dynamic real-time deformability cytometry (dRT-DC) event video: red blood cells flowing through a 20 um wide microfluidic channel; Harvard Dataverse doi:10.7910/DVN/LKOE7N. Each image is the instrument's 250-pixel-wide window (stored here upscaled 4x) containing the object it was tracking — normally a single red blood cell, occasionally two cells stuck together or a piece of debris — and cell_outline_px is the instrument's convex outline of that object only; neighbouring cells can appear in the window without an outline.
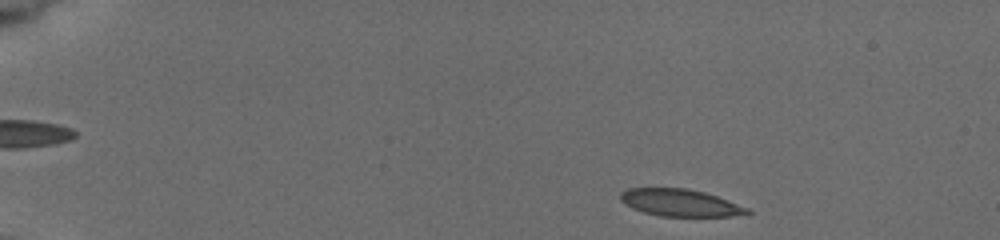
{"species": "common noctule bat (a hibernating species)", "species_latin": "Nyctalus noctula", "temperature_condition": "cold", "stored_images_in_passage": 7, "camera_frame_rate_fps": 3000, "um_per_image_px": 0.085, "animal": {"sex": "female", "body_mass_g": 19.5, "forearm_length_mm": 54.1}, "frame": {"image": 1, "passage_image": 1, "time_ms": 0.0, "image_size_px": [1000, 240], "cell_outline_px": [[752, 212], [732, 216], [660, 216], [644, 212], [632, 208], [624, 204], [620, 200], [620, 192], [628, 188], [684, 188], [704, 192], [716, 196], [748, 208]], "centroid_in_image_um": [57.76, 17.23], "position_along_channel_um": 27.2, "area_um2": 19.88}}
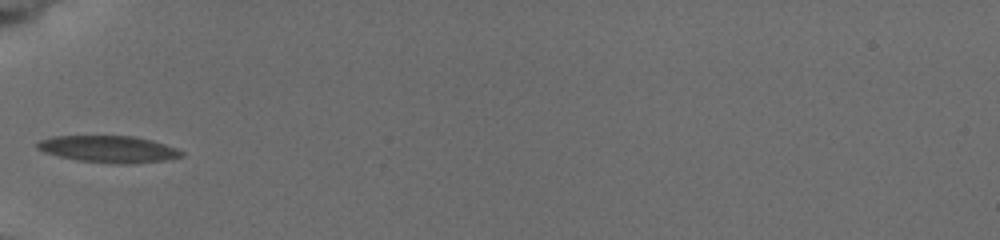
{"frame": {"image": 2, "passage_image": 5, "time_ms": 4.0, "image_size_px": [1000, 240], "cell_outline_px": [[184, 156], [168, 160], [128, 164], [116, 164], [76, 160], [44, 152], [36, 148], [36, 144], [40, 140], [52, 136], [132, 136], [152, 140], [176, 148], [184, 152]], "centroid_in_image_um": [9.25, 12.68], "position_along_channel_um": 75.8, "area_um2": 22.6}}
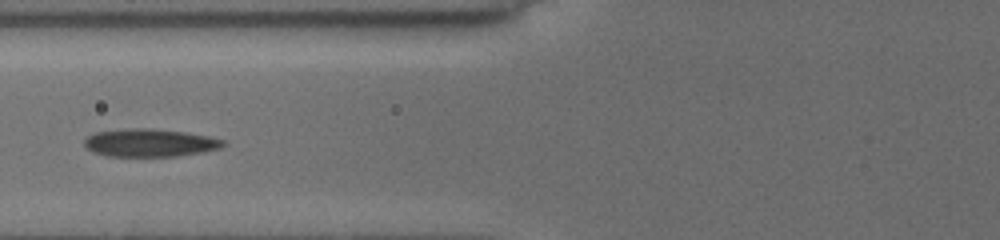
{"frame": {"image": 3, "passage_image": 6, "time_ms": 5.0, "image_size_px": [1000, 240], "cell_outline_px": [[228, 144], [220, 148], [204, 152], [176, 156], [108, 156], [92, 152], [84, 144], [84, 140], [88, 136], [96, 132], [136, 128], [144, 128], [184, 132], [208, 136], [224, 140]], "centroid_in_image_um": [12.77, 12.15], "position_along_channel_um": 113.0, "area_um2": 22.37}}